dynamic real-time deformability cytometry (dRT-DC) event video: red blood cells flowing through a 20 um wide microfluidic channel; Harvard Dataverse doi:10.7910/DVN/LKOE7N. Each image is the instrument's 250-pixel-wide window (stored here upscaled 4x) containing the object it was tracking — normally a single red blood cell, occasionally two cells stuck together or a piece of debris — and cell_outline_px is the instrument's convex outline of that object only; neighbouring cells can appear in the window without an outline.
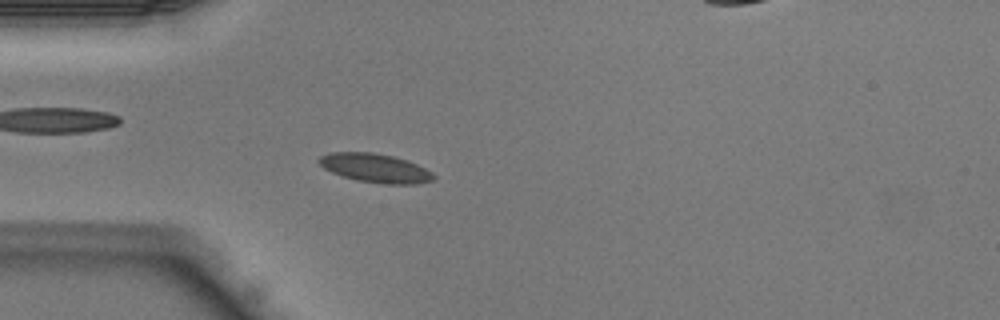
{"species": "Egyptian fruit bat (a non-hibernating species)", "species_latin": "Rousettus aegyptiacus", "temperature_condition": "warm", "stored_images_in_passage": 44, "camera_frame_rate_fps": 3000, "um_per_image_px": 0.085, "animal": {"sex": "male"}, "frame": {"image": 1, "passage_image": 12, "time_ms": 3.667, "image_size_px": [1000, 320], "cell_outline_px": [[436, 176], [432, 180], [416, 184], [380, 184], [356, 180], [332, 172], [324, 168], [316, 160], [320, 156], [328, 152], [372, 152], [392, 156], [408, 160], [432, 172]], "centroid_in_image_um": [31.88, 14.28], "position_along_channel_um": 53.1, "area_um2": 19.31}}
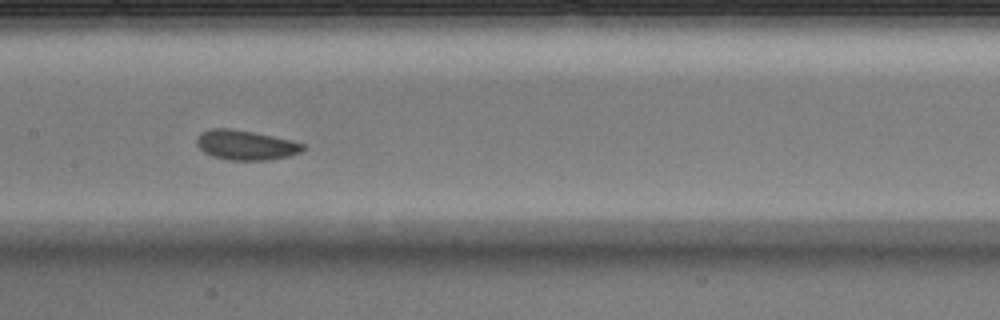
{"frame": {"image": 2, "passage_image": 21, "time_ms": 6.667, "image_size_px": [1000, 320], "cell_outline_px": [[304, 148], [300, 152], [288, 156], [268, 160], [228, 160], [212, 156], [204, 152], [196, 144], [196, 136], [200, 132], [208, 128], [228, 128], [252, 132], [292, 140], [304, 144]], "centroid_in_image_um": [20.83, 12.32], "position_along_channel_um": 186.6, "area_um2": 18.44}}
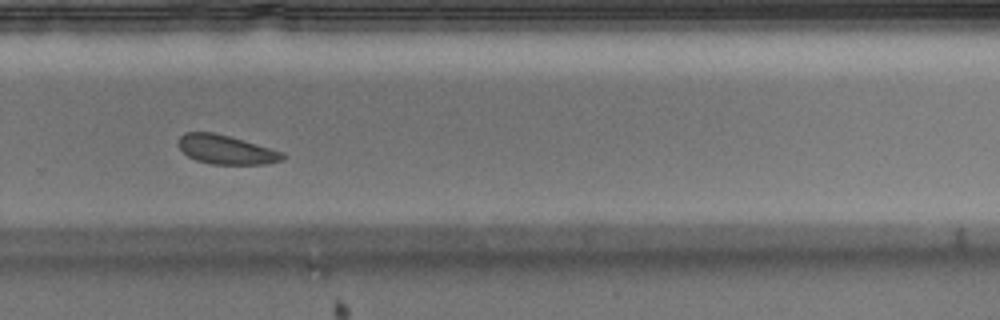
{"frame": {"image": 3, "passage_image": 29, "time_ms": 9.333, "image_size_px": [1000, 320], "cell_outline_px": [[284, 160], [268, 164], [212, 164], [196, 160], [188, 156], [180, 148], [176, 140], [184, 132], [212, 132], [228, 136], [284, 152]], "centroid_in_image_um": [19.2, 12.72], "position_along_channel_um": 310.6, "area_um2": 17.57}}